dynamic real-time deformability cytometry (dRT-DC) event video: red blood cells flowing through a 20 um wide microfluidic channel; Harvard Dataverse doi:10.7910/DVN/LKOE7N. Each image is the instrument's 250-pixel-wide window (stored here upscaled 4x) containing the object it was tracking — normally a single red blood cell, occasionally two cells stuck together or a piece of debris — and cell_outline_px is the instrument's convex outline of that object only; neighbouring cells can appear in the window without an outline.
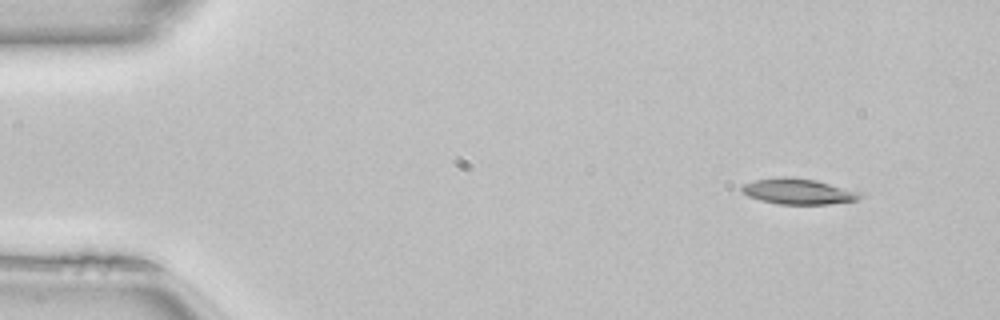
{"species": "common noctule bat (a hibernating species)", "species_latin": "Nyctalus noctula", "temperature_condition": "room temperature", "stored_images_in_passage": 46, "camera_frame_rate_fps": 3000, "um_per_image_px": 0.085, "animal": {"sex": "female", "body_mass_g": 22.7, "forearm_length_mm": 54.2}, "frame": {"image": 1, "passage_image": 1, "time_ms": 0.0, "image_size_px": [1000, 320], "cell_outline_px": [[860, 196], [856, 200], [828, 204], [780, 204], [760, 200], [748, 196], [740, 188], [744, 184], [756, 180], [816, 180], [856, 192]], "centroid_in_image_um": [67.82, 16.33], "position_along_channel_um": 17.2, "area_um2": 16.24}}
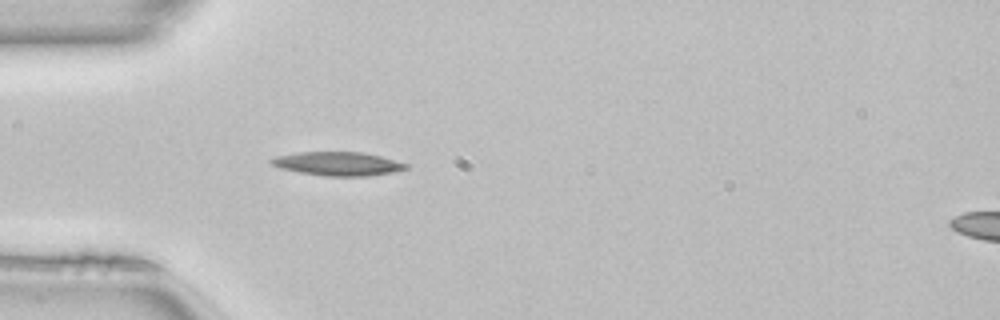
{"frame": {"image": 2, "passage_image": 11, "time_ms": 3.333, "image_size_px": [1000, 320], "cell_outline_px": [[408, 168], [392, 172], [368, 176], [324, 176], [300, 172], [280, 168], [272, 164], [268, 160], [276, 156], [300, 152], [364, 152], [380, 156], [408, 164]], "centroid_in_image_um": [28.71, 13.91], "position_along_channel_um": 56.3, "area_um2": 18.5}}
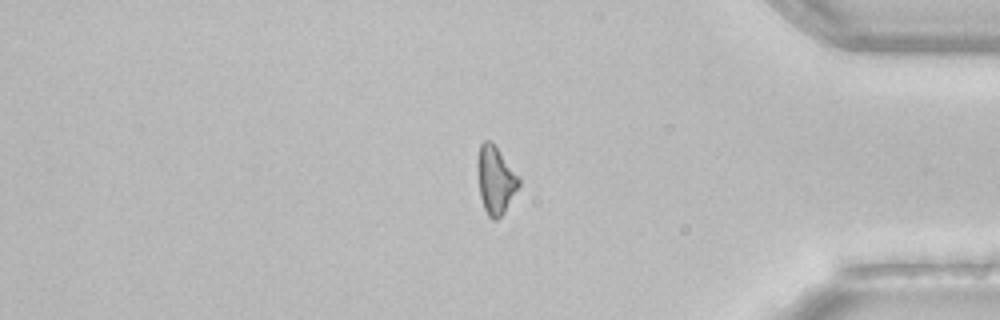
{"frame": {"image": 3, "passage_image": 38, "time_ms": 12.333, "image_size_px": [1000, 320], "cell_outline_px": [[520, 184], [504, 212], [496, 220], [492, 220], [488, 216], [484, 208], [480, 196], [476, 168], [476, 160], [480, 144], [484, 140], [492, 140], [520, 176]], "centroid_in_image_um": [42.1, 15.24], "position_along_channel_um": 393.1, "area_um2": 16.7}, "authors_computed_cell_mechanics": {"area_um2": 17.1666, "velocity_mm_per_s": 4.1077, "shape_relaxation_time_tau1_ms": 8.1904, "shape_relaxation_time_tau2_ms": null, "deformation_change_tau1": 0.195, "deformation_change_tau2": null}}